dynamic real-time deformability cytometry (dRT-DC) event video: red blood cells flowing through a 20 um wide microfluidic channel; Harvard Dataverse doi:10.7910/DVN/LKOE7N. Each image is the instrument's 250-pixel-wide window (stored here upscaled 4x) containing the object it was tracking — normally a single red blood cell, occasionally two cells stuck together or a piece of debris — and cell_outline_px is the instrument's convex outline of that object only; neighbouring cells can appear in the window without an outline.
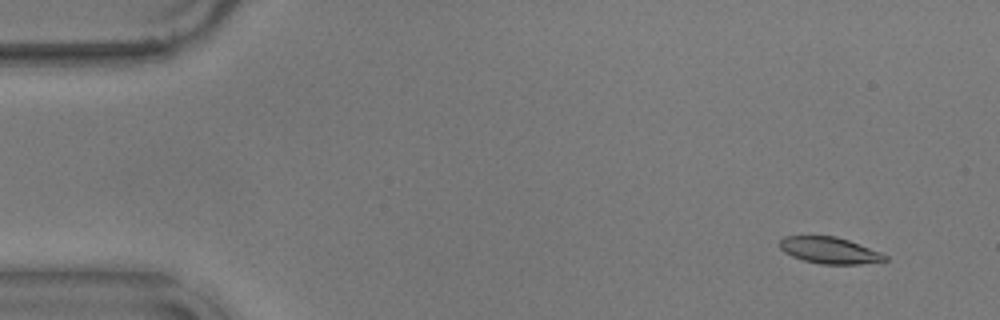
{"species": "common noctule bat (a hibernating species)", "species_latin": "Nyctalus noctula", "temperature_condition": "warm", "stored_images_in_passage": 57, "camera_frame_rate_fps": 3000, "um_per_image_px": 0.085, "animal": {"sex": "male", "body_mass_g": 17.9}, "frame": {"image": 1, "passage_image": 5, "time_ms": 1.333, "image_size_px": [1000, 320], "cell_outline_px": [[888, 260], [860, 264], [820, 264], [804, 260], [792, 256], [784, 252], [780, 248], [780, 240], [784, 236], [836, 236], [848, 240], [880, 252], [888, 256]], "centroid_in_image_um": [70.5, 21.28], "position_along_channel_um": 14.5, "area_um2": 16.13}}
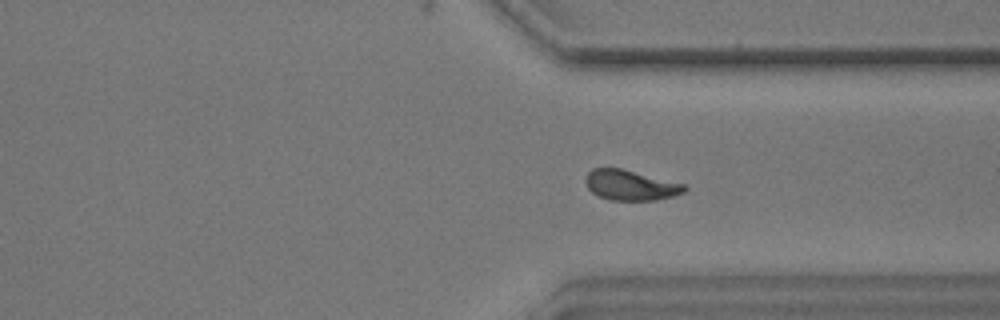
{"frame": {"image": 2, "passage_image": 43, "time_ms": 14.0, "image_size_px": [1000, 320], "cell_outline_px": [[688, 188], [684, 192], [672, 196], [656, 200], [608, 200], [592, 192], [588, 188], [584, 180], [588, 172], [592, 168], [620, 168], [684, 184]], "centroid_in_image_um": [53.57, 15.74], "position_along_channel_um": 357.8, "area_um2": 17.28}}
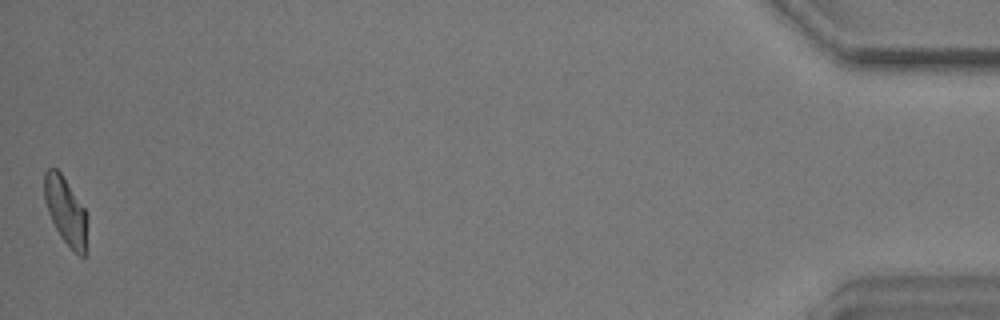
{"frame": {"image": 3, "passage_image": 57, "time_ms": 18.667, "image_size_px": [1000, 320], "cell_outline_px": [[84, 256], [80, 256], [60, 236], [48, 212], [44, 200], [44, 172], [48, 168], [56, 168], [60, 172], [84, 208]], "centroid_in_image_um": [5.5, 17.83], "position_along_channel_um": 429.7, "area_um2": 15.84}, "authors_computed_cell_mechanics": {"area_um2": 17.2822, "velocity_mm_per_s": 3.5714, "shape_relaxation_time_tau1_ms": 4.9467, "shape_relaxation_time_tau2_ms": 2.2476, "deformation_change_tau1": 0.1558, "deformation_change_tau2": 0.0756}}